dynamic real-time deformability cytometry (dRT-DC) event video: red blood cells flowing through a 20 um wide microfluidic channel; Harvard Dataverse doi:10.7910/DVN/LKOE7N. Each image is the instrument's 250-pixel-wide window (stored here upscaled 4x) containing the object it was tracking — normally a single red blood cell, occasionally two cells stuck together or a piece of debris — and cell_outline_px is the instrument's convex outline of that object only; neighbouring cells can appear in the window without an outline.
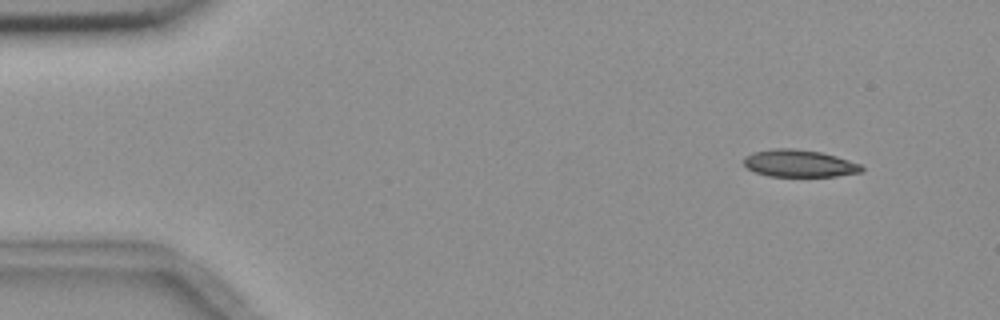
{"species": "common noctule bat (a hibernating species)", "species_latin": "Nyctalus noctula", "temperature_condition": "room temperature", "stored_images_in_passage": 4, "camera_frame_rate_fps": 3000, "um_per_image_px": 0.085, "animal": {"sex": "female", "body_mass_g": 18.4}, "frame": {"image": 1, "passage_image": 1, "time_ms": 0.0, "image_size_px": [1000, 320], "cell_outline_px": [[864, 168], [860, 172], [836, 176], [768, 176], [756, 172], [748, 168], [744, 164], [744, 156], [756, 152], [776, 148], [796, 148], [820, 152], [836, 156], [860, 164]], "centroid_in_image_um": [67.93, 13.89], "position_along_channel_um": 17.1, "area_um2": 18.5}}
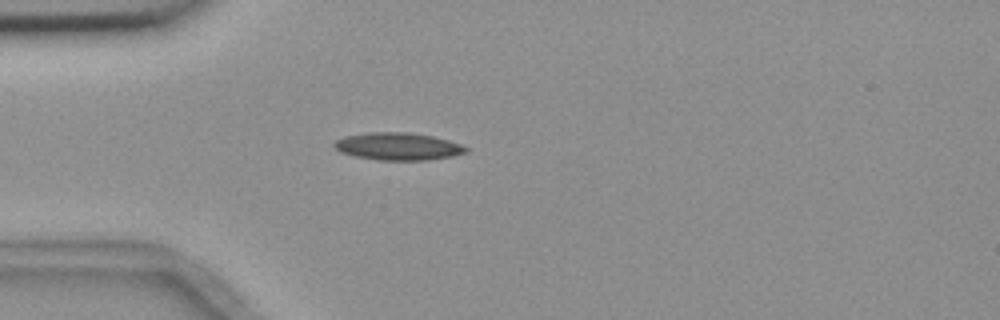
{"frame": {"image": 2, "passage_image": 4, "time_ms": 3.333, "image_size_px": [1000, 320], "cell_outline_px": [[468, 152], [452, 156], [428, 160], [380, 160], [356, 156], [340, 152], [332, 144], [336, 140], [344, 136], [368, 132], [408, 132], [432, 136], [448, 140], [460, 144], [468, 148]], "centroid_in_image_um": [33.83, 12.44], "position_along_channel_um": 51.2, "area_um2": 21.04}}